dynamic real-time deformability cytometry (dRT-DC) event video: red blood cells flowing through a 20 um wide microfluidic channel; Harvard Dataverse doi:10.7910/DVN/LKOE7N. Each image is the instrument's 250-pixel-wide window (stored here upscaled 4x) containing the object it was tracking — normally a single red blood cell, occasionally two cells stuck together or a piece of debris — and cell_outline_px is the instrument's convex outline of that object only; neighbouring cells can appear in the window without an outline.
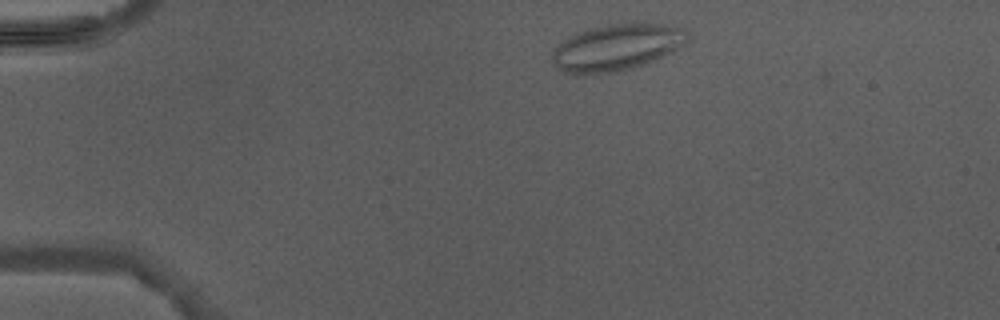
{"species": "Egyptian fruit bat (a non-hibernating species)", "species_latin": "Rousettus aegyptiacus", "temperature_condition": "warm", "stored_images_in_passage": 3, "camera_frame_rate_fps": 3000, "um_per_image_px": 0.085, "animal": {"sex": "male"}, "frame": {"image": 1, "passage_image": 1, "time_ms": 0.0, "image_size_px": [1000, 320], "cell_outline_px": [[688, 40], [680, 48], [672, 52], [644, 64], [632, 68], [616, 72], [584, 76], [576, 76], [564, 72], [552, 60], [552, 52], [568, 36], [592, 28], [608, 24], [640, 20], [684, 28], [688, 32]], "centroid_in_image_um": [52.46, 4.01], "position_along_channel_um": 32.5, "area_um2": 37.4}}